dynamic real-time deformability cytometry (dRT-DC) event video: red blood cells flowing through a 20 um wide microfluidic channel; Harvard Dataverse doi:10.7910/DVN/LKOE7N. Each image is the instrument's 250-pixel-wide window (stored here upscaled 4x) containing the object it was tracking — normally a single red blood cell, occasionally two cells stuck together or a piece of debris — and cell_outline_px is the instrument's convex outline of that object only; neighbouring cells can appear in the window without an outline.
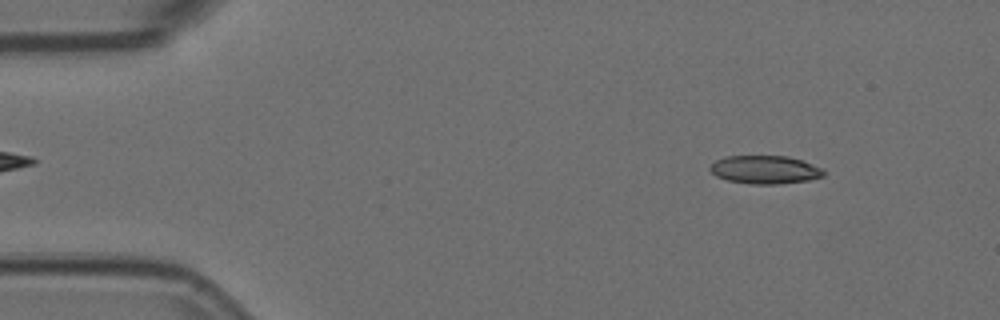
{"species": "Egyptian fruit bat (a non-hibernating species)", "species_latin": "Rousettus aegyptiacus", "temperature_condition": "room temperature", "stored_images_in_passage": 54, "camera_frame_rate_fps": 3000, "um_per_image_px": 0.085, "animal": {"sex": "female"}, "frame": {"image": 1, "passage_image": 6, "time_ms": 1.667, "image_size_px": [1000, 320], "cell_outline_px": [[824, 176], [808, 180], [780, 184], [752, 184], [728, 180], [716, 176], [708, 168], [716, 160], [724, 156], [784, 156], [800, 160], [820, 168], [824, 172]], "centroid_in_image_um": [64.98, 14.43], "position_along_channel_um": 20.0, "area_um2": 18.44}}
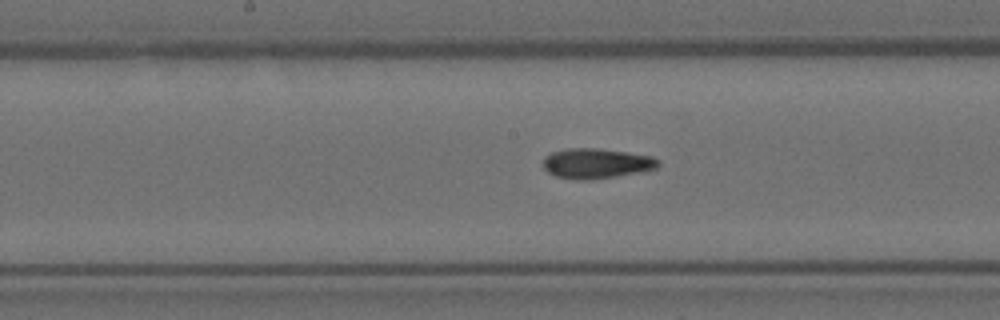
{"frame": {"image": 2, "passage_image": 27, "time_ms": 8.667, "image_size_px": [1000, 320], "cell_outline_px": [[660, 164], [656, 168], [644, 172], [592, 180], [576, 180], [556, 176], [548, 172], [544, 168], [544, 156], [552, 152], [568, 148], [592, 148], [624, 152], [648, 156], [660, 160]], "centroid_in_image_um": [50.69, 13.91], "position_along_channel_um": 197.5, "area_um2": 20.17}}
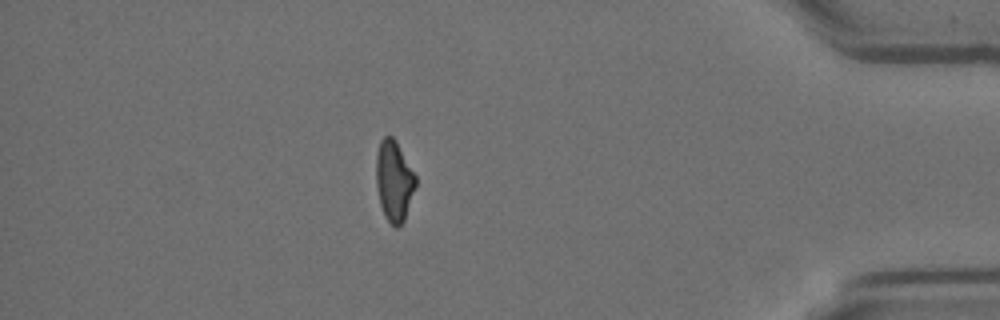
{"frame": {"image": 3, "passage_image": 47, "time_ms": 15.333, "image_size_px": [1000, 320], "cell_outline_px": [[416, 184], [404, 220], [396, 228], [384, 216], [380, 204], [376, 184], [376, 152], [380, 140], [384, 136], [392, 136], [396, 140], [416, 176]], "centroid_in_image_um": [33.47, 15.34], "position_along_channel_um": 401.7, "area_um2": 18.5}, "authors_computed_cell_mechanics": {"area_um2": 19.1318, "velocity_mm_per_s": 3.7167, "shape_relaxation_time_tau1_ms": null, "shape_relaxation_time_tau2_ms": 3.3753, "deformation_change_tau1": null, "deformation_change_tau2": 0.1119}}